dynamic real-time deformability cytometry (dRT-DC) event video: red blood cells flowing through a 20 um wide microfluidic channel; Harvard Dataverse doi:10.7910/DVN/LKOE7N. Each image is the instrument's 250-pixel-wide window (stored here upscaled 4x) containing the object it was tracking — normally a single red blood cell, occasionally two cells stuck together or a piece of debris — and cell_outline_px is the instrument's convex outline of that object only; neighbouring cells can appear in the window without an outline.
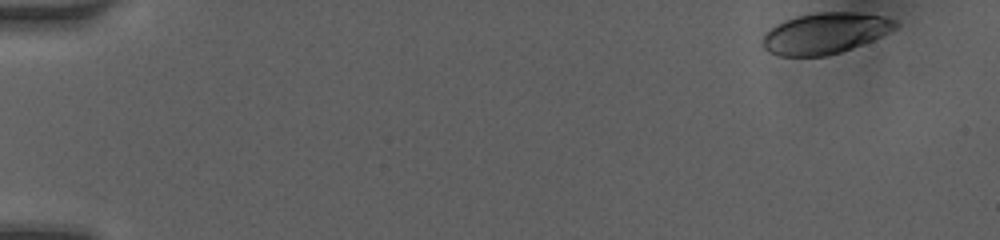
{"species": "human", "species_latin": "Homo sapiens", "temperature_condition": "room temperature", "stored_images_in_passage": 53, "camera_frame_rate_fps": 3000, "um_per_image_px": 0.085, "donor": {"sex": "female"}, "frame": {"image": 1, "passage_image": 1, "time_ms": 0.0, "image_size_px": [1000, 240], "cell_outline_px": [[900, 24], [896, 28], [872, 40], [852, 48], [840, 52], [824, 56], [780, 56], [768, 52], [760, 44], [760, 40], [764, 32], [776, 24], [784, 20], [796, 16], [816, 12], [856, 12], [880, 16], [896, 20]], "centroid_in_image_um": [70.07, 2.83], "position_along_channel_um": 14.9, "area_um2": 31.91}}
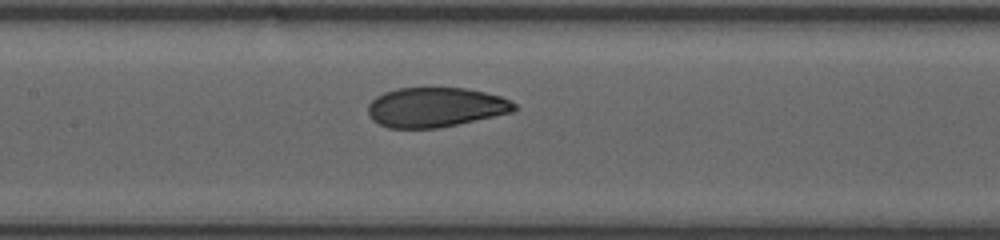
{"frame": {"image": 2, "passage_image": 31, "time_ms": 7.333, "image_size_px": [1000, 240], "cell_outline_px": [[516, 108], [512, 112], [440, 128], [388, 128], [372, 120], [368, 112], [368, 104], [376, 96], [384, 92], [396, 88], [464, 88], [484, 92], [500, 96], [516, 104]], "centroid_in_image_um": [36.98, 9.12], "position_along_channel_um": 170.4, "area_um2": 33.7}}
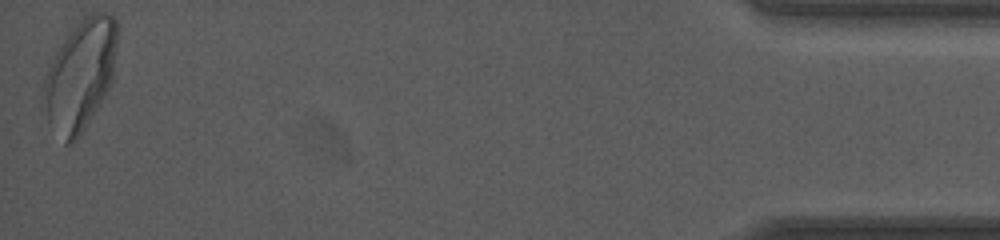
{"frame": {"image": 3, "passage_image": 53, "time_ms": 15.667, "image_size_px": [1000, 240], "cell_outline_px": [[116, 44], [112, 80], [104, 96], [84, 128], [72, 144], [64, 144], [48, 120], [44, 92], [44, 80], [48, 68], [56, 52], [64, 40], [80, 20], [88, 12], [108, 12], [116, 20]], "centroid_in_image_um": [6.84, 6.34], "position_along_channel_um": 428.4, "area_um2": 46.18}, "authors_computed_cell_mechanics": {"area_um2": 33.9864, "velocity_mm_per_s": 4.0865, "shape_relaxation_time_tau1_ms": 4.051, "shape_relaxation_time_tau2_ms": 0.7389, "deformation_change_tau1": 0.1491, "deformation_change_tau2": 0.0514}}